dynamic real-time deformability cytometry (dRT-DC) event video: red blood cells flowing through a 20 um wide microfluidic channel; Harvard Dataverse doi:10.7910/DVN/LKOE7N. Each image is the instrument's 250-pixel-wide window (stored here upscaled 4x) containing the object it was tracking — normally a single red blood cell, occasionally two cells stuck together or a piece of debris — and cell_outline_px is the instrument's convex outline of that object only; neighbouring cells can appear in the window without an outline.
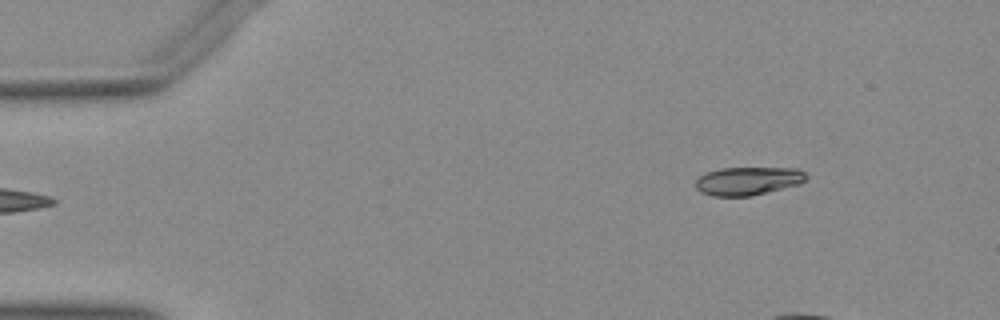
{"species": "Egyptian fruit bat (a non-hibernating species)", "species_latin": "Rousettus aegyptiacus", "temperature_condition": "warm", "stored_images_in_passage": 13, "camera_frame_rate_fps": 3000, "um_per_image_px": 0.085, "animal": {"sex": "female"}, "frame": {"image": 1, "passage_image": 1, "time_ms": 0.0, "image_size_px": [1000, 320], "cell_outline_px": [[808, 176], [800, 184], [752, 196], [712, 196], [700, 192], [696, 188], [696, 180], [700, 176], [708, 172], [720, 168], [796, 168], [804, 172]], "centroid_in_image_um": [63.58, 15.38], "position_along_channel_um": 21.4, "area_um2": 18.21}}
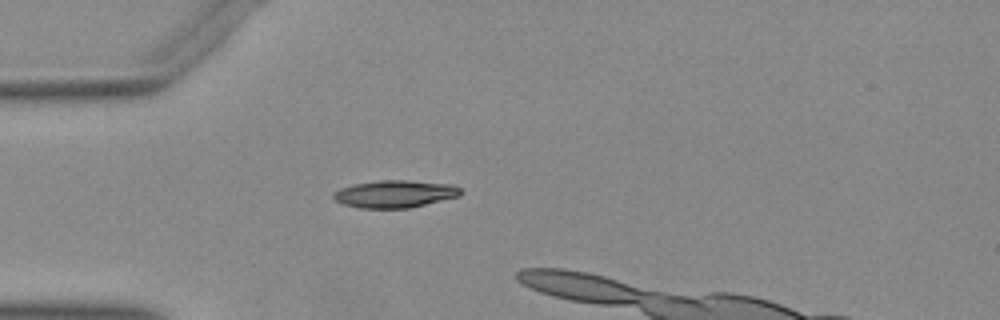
{"frame": {"image": 2, "passage_image": 9, "time_ms": 2.667, "image_size_px": [1000, 320], "cell_outline_px": [[460, 196], [408, 208], [360, 208], [344, 204], [336, 200], [332, 196], [332, 192], [340, 188], [356, 184], [380, 180], [408, 180], [452, 184], [460, 188]], "centroid_in_image_um": [33.56, 16.48], "position_along_channel_um": 51.4, "area_um2": 20.17}}